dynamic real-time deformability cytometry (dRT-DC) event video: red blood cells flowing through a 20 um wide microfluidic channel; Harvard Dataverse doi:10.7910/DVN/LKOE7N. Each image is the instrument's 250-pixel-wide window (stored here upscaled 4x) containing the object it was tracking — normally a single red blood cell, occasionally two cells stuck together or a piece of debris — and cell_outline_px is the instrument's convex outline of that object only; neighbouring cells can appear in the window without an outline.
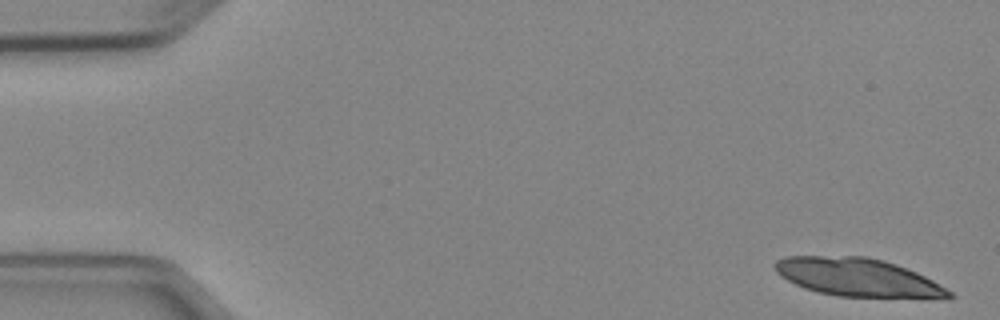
{"species": "Egyptian fruit bat (a non-hibernating species)", "species_latin": "Rousettus aegyptiacus", "temperature_condition": "cold", "stored_images_in_passage": 4, "camera_frame_rate_fps": 3000, "um_per_image_px": 0.085, "animal": {"sex": "female"}, "frame": {"image": 1, "passage_image": 1, "time_ms": 0.0, "image_size_px": [1000, 320], "cell_outline_px": [[956, 296], [836, 296], [804, 288], [780, 276], [776, 272], [772, 264], [776, 260], [784, 256], [868, 256], [884, 260], [896, 264], [916, 272], [932, 280], [952, 292]], "centroid_in_image_um": [72.78, 23.53], "position_along_channel_um": 12.2, "area_um2": 37.86}}